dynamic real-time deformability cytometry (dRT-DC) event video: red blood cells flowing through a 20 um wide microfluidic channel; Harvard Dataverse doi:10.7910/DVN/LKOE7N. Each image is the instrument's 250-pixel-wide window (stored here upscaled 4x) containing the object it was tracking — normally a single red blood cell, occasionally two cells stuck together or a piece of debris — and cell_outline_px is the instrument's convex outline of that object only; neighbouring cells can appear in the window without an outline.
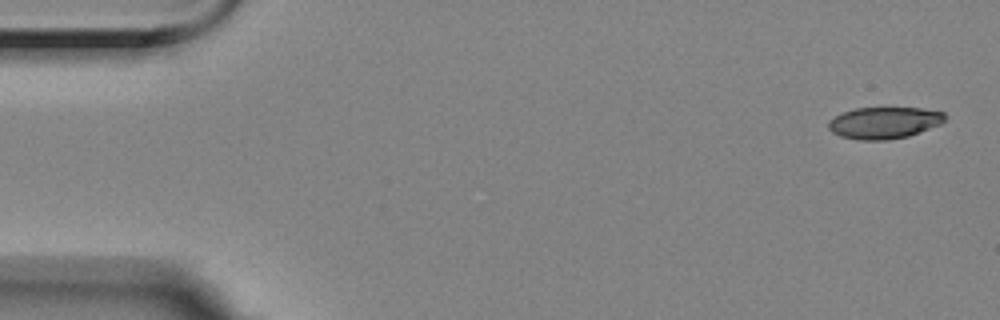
{"species": "Egyptian fruit bat (a non-hibernating species)", "species_latin": "Rousettus aegyptiacus", "temperature_condition": "room temperature", "stored_images_in_passage": 56, "camera_frame_rate_fps": 3000, "um_per_image_px": 0.085, "animal": {"sex": "female"}, "frame": {"image": 1, "passage_image": 1, "time_ms": 0.0, "image_size_px": [1000, 320], "cell_outline_px": [[944, 120], [940, 124], [908, 136], [884, 140], [860, 140], [840, 136], [832, 132], [828, 128], [828, 120], [844, 112], [856, 108], [920, 108], [944, 112]], "centroid_in_image_um": [75.12, 10.44], "position_along_channel_um": 9.9, "area_um2": 21.27}}
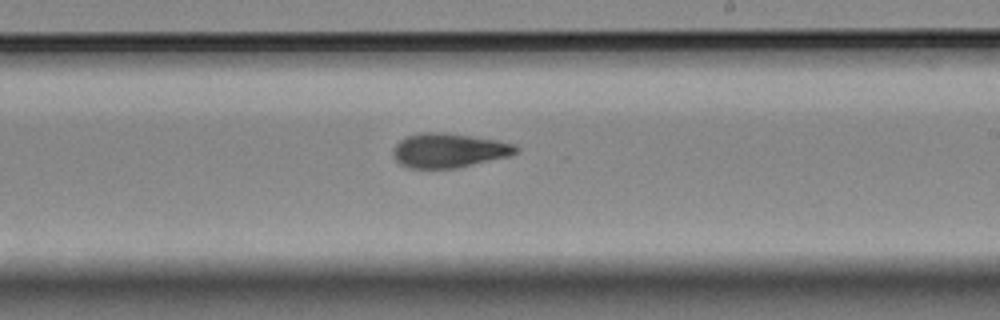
{"frame": {"image": 2, "passage_image": 32, "time_ms": 10.333, "image_size_px": [1000, 320], "cell_outline_px": [[520, 148], [516, 152], [508, 156], [456, 168], [408, 168], [400, 164], [396, 160], [392, 152], [396, 144], [400, 140], [408, 136], [420, 132], [444, 132], [472, 136], [496, 140], [516, 144]], "centroid_in_image_um": [38.14, 12.78], "position_along_channel_um": 250.9, "area_um2": 24.51}}
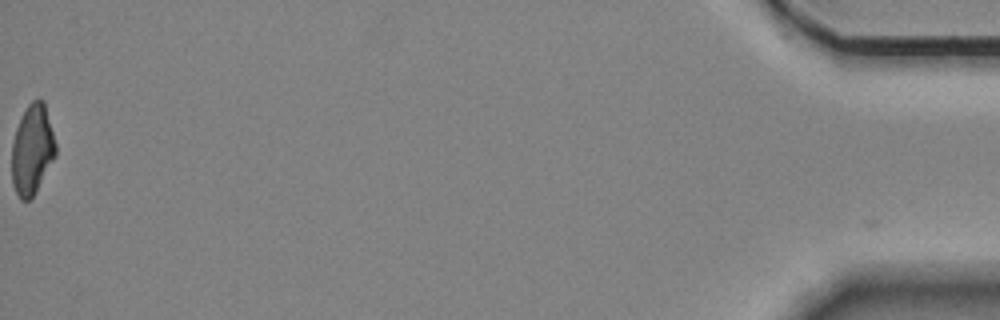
{"frame": {"image": 3, "passage_image": 56, "time_ms": 18.333, "image_size_px": [1000, 320], "cell_outline_px": [[56, 156], [36, 192], [28, 200], [20, 200], [12, 184], [12, 144], [16, 128], [28, 104], [32, 100], [44, 100], [56, 144]], "centroid_in_image_um": [2.75, 12.74], "position_along_channel_um": 432.5, "area_um2": 22.95}, "authors_computed_cell_mechanics": {"area_um2": 24.0159, "velocity_mm_per_s": 3.5101, "shape_relaxation_time_tau1_ms": 7.2418, "shape_relaxation_time_tau2_ms": 3.3526, "deformation_change_tau1": 0.194, "deformation_change_tau2": 0.1081}}